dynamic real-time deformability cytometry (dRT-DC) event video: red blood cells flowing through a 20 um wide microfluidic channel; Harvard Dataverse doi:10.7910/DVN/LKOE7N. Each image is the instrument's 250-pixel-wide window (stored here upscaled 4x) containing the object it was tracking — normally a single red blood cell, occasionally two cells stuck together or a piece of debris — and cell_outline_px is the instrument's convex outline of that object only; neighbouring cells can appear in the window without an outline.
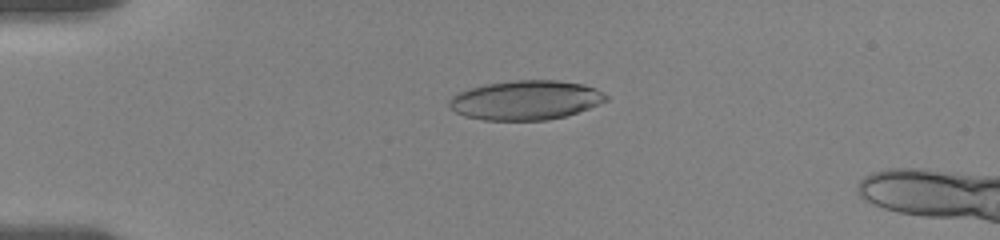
{"species": "human", "species_latin": "Homo sapiens", "temperature_condition": "room temperature", "stored_images_in_passage": 43, "camera_frame_rate_fps": 3000, "um_per_image_px": 0.085, "donor": {"sex": "female"}, "frame": {"image": 1, "passage_image": 14, "time_ms": 4.333, "image_size_px": [1000, 240], "cell_outline_px": [[608, 100], [588, 108], [564, 116], [548, 120], [484, 120], [464, 116], [456, 112], [448, 104], [448, 100], [452, 96], [460, 92], [472, 88], [488, 84], [516, 80], [556, 80], [584, 84], [596, 88], [608, 96]], "centroid_in_image_um": [44.7, 8.51], "position_along_channel_um": 40.3, "area_um2": 35.72}}
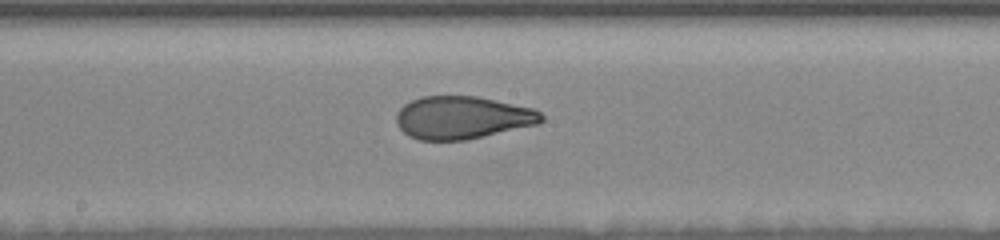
{"frame": {"image": 2, "passage_image": 25, "time_ms": 10.0, "image_size_px": [1000, 240], "cell_outline_px": [[544, 120], [540, 124], [464, 140], [420, 140], [408, 136], [396, 124], [396, 112], [404, 104], [420, 96], [476, 96], [496, 100], [532, 108], [540, 112], [544, 116]], "centroid_in_image_um": [39.29, 9.99], "position_along_channel_um": 208.9, "area_um2": 36.24}}
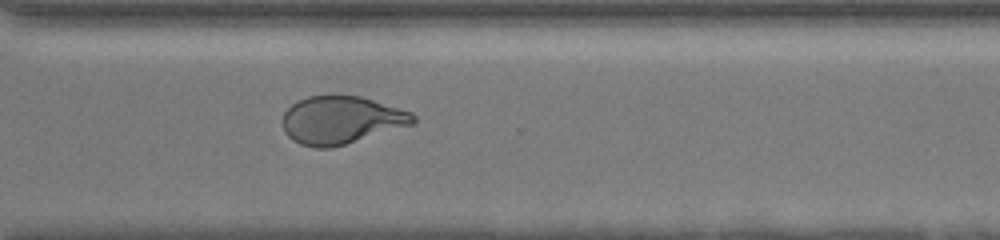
{"frame": {"image": 3, "passage_image": 36, "time_ms": 13.667, "image_size_px": [1000, 240], "cell_outline_px": [[416, 124], [344, 144], [328, 148], [312, 148], [300, 144], [292, 140], [284, 132], [284, 112], [296, 100], [308, 96], [360, 96], [412, 112], [416, 116]], "centroid_in_image_um": [29.01, 10.21], "position_along_channel_um": 341.6, "area_um2": 36.3}}